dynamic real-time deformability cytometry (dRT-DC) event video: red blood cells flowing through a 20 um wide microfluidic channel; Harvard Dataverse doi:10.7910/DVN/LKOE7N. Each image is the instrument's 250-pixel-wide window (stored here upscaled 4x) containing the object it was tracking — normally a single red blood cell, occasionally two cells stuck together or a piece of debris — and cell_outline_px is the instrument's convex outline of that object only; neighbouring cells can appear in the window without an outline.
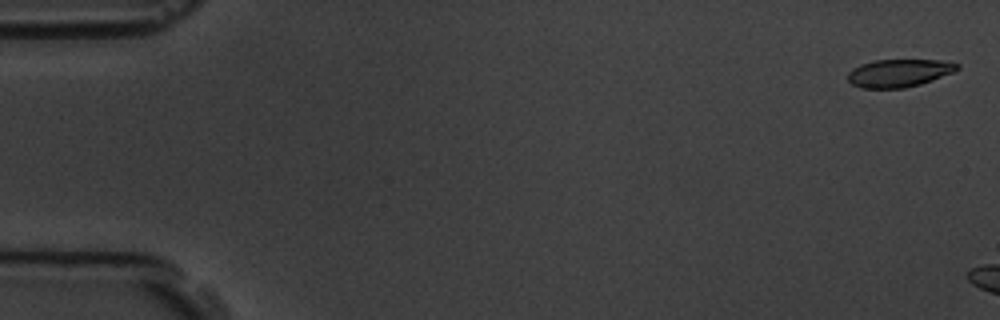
{"species": "common noctule bat (a hibernating species)", "species_latin": "Nyctalus noctula", "temperature_condition": "room temperature", "stored_images_in_passage": 3, "camera_frame_rate_fps": 3000, "um_per_image_px": 0.085, "animal": {"sex": "male", "body_mass_g": 19.5, "forearm_length_mm": 54.6}, "frame": {"image": 1, "passage_image": 1, "time_ms": 0.0, "image_size_px": [1000, 320], "cell_outline_px": [[960, 68], [956, 72], [920, 84], [904, 88], [860, 88], [852, 84], [848, 80], [848, 72], [852, 68], [860, 64], [872, 60], [940, 60], [960, 64]], "centroid_in_image_um": [76.42, 6.2], "position_along_channel_um": 8.6, "area_um2": 17.92}}